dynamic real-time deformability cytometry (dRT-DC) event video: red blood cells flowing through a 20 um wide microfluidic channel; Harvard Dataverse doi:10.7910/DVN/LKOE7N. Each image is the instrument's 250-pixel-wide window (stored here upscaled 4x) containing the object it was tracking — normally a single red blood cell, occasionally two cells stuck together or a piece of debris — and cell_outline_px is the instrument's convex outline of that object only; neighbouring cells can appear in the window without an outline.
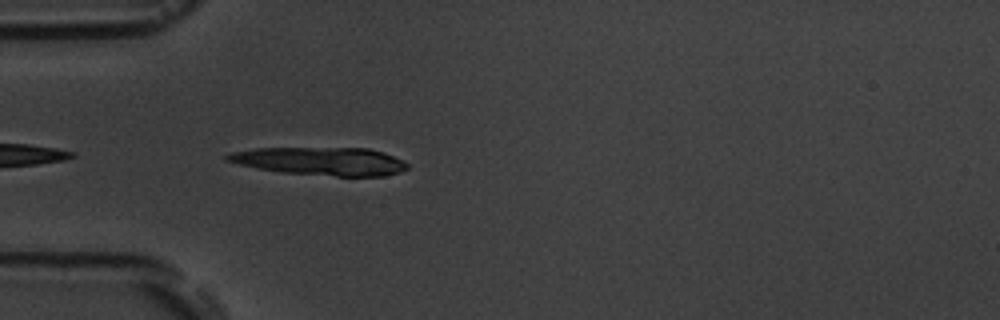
{"species": "common noctule bat (a hibernating species)", "species_latin": "Nyctalus noctula", "temperature_condition": "room temperature", "stored_images_in_passage": 4, "camera_frame_rate_fps": 3000, "um_per_image_px": 0.085, "animal": {"sex": "male", "body_mass_g": 19.5, "forearm_length_mm": 54.6}, "frame": {"image": 1, "passage_image": 4, "time_ms": 3.667, "image_size_px": [1000, 320], "cell_outline_px": [[408, 168], [400, 172], [384, 176], [336, 176], [284, 172], [260, 168], [240, 164], [224, 160], [224, 156], [232, 152], [256, 148], [368, 148], [384, 152], [404, 160], [408, 164]], "centroid_in_image_um": [27.31, 13.69], "position_along_channel_um": 57.7, "area_um2": 29.3}}